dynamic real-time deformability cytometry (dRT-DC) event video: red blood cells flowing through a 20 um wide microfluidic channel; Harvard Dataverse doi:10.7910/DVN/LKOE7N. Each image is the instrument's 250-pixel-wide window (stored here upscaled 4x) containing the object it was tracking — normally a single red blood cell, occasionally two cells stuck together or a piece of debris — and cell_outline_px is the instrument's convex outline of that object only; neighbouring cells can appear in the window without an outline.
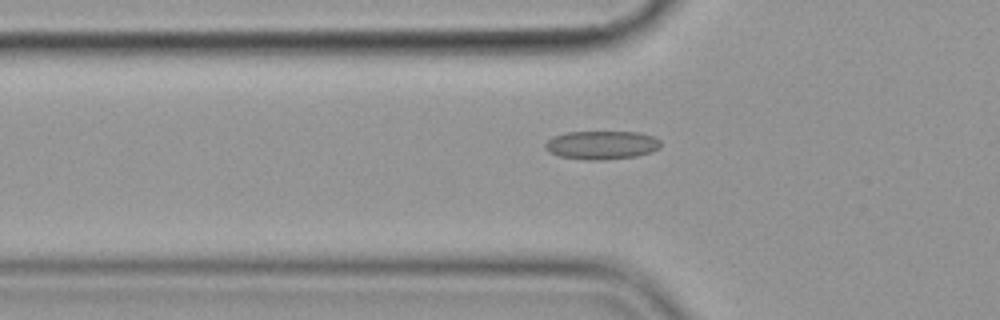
{"species": "common noctule bat (a hibernating species)", "species_latin": "Nyctalus noctula", "temperature_condition": "cold", "stored_images_in_passage": 55, "camera_frame_rate_fps": 3000, "um_per_image_px": 0.085, "animal": {"sex": "female", "body_mass_g": 19.9}, "frame": {"image": 1, "passage_image": 20, "time_ms": 6.333, "image_size_px": [1000, 320], "cell_outline_px": [[660, 148], [652, 152], [636, 156], [604, 160], [588, 160], [560, 156], [548, 152], [544, 148], [544, 144], [552, 136], [564, 132], [640, 132], [652, 136], [660, 140]], "centroid_in_image_um": [51.12, 12.33], "position_along_channel_um": 74.7, "area_um2": 19.36}}
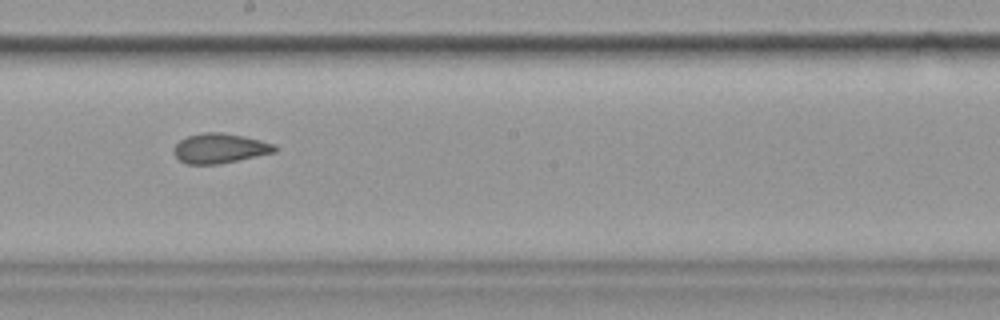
{"frame": {"image": 2, "passage_image": 33, "time_ms": 10.667, "image_size_px": [1000, 320], "cell_outline_px": [[280, 148], [276, 152], [220, 164], [188, 164], [180, 160], [172, 152], [172, 148], [180, 140], [188, 136], [204, 132], [224, 132], [244, 136], [276, 144]], "centroid_in_image_um": [18.71, 12.6], "position_along_channel_um": 229.5, "area_um2": 17.74}}
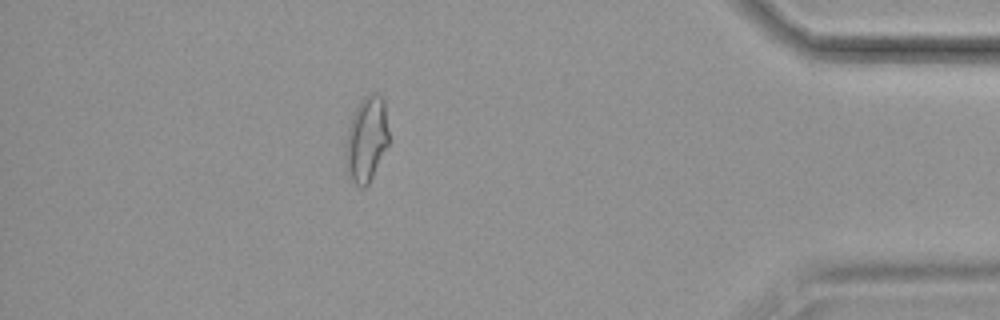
{"frame": {"image": 3, "passage_image": 51, "time_ms": 16.667, "image_size_px": [1000, 320], "cell_outline_px": [[388, 144], [368, 184], [364, 188], [360, 188], [352, 180], [348, 172], [344, 160], [344, 148], [348, 128], [352, 116], [360, 100], [368, 92], [376, 92], [384, 100], [388, 132]], "centroid_in_image_um": [31.12, 11.81], "position_along_channel_um": 404.1, "area_um2": 21.5}}